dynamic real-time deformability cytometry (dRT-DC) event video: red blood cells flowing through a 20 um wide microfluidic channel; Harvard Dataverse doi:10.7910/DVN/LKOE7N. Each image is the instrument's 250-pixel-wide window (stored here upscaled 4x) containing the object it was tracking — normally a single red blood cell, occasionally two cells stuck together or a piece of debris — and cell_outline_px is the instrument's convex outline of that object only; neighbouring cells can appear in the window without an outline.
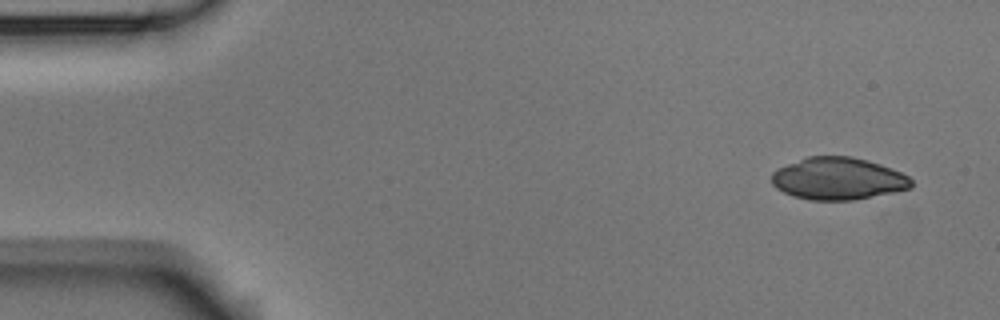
{"species": "Egyptian fruit bat (a non-hibernating species)", "species_latin": "Rousettus aegyptiacus", "temperature_condition": "room temperature", "stored_images_in_passage": 4, "camera_frame_rate_fps": 3000, "um_per_image_px": 0.085, "animal": {"sex": "male"}, "frame": {"image": 1, "passage_image": 1, "time_ms": 0.0, "image_size_px": [1000, 320], "cell_outline_px": [[912, 188], [852, 200], [808, 200], [792, 196], [776, 188], [772, 184], [772, 172], [776, 168], [808, 156], [852, 156], [868, 160], [892, 168], [908, 176], [912, 180]], "centroid_in_image_um": [71.21, 15.18], "position_along_channel_um": 13.8, "area_um2": 34.45}}